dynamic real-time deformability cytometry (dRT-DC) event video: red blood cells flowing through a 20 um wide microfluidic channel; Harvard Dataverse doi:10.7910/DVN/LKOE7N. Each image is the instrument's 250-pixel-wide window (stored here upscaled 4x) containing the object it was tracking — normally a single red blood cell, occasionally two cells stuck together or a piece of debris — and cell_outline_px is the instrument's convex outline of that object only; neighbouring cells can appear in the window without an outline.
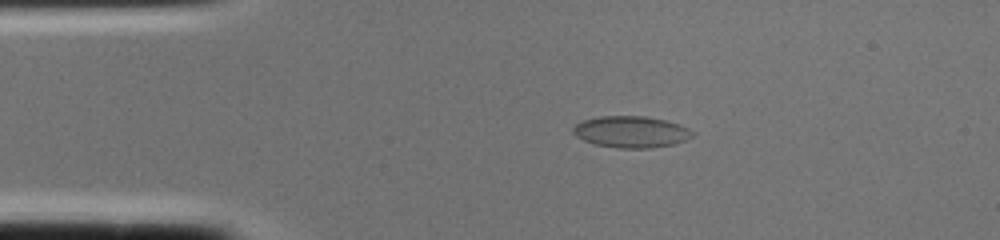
{"species": "common noctule bat (a hibernating species)", "species_latin": "Nyctalus noctula", "temperature_condition": "cold", "stored_images_in_passage": 1, "camera_frame_rate_fps": 3000, "um_per_image_px": 0.085, "animal": {"sex": "female", "body_mass_g": 22.0, "forearm_length_mm": 56.7}, "frame": {"image": 1, "passage_image": 1, "time_ms": 0.0, "image_size_px": [1000, 240], "cell_outline_px": [[696, 132], [692, 136], [684, 140], [672, 144], [652, 148], [616, 148], [596, 144], [584, 140], [576, 136], [572, 132], [572, 128], [580, 120], [600, 116], [644, 116], [664, 120], [680, 124]], "centroid_in_image_um": [53.62, 11.2], "position_along_channel_um": 31.4, "area_um2": 21.96}}